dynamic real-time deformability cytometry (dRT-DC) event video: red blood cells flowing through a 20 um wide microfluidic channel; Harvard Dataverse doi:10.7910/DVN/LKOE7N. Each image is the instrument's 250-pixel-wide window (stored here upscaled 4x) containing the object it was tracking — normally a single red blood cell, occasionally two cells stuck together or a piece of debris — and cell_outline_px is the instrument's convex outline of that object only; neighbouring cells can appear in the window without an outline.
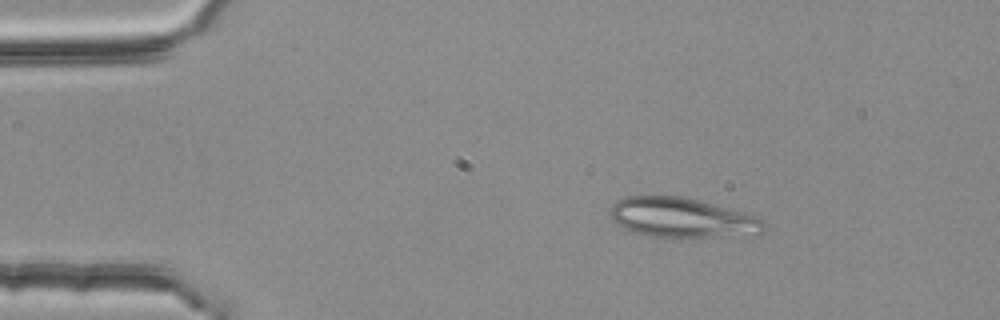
{"species": "common noctule bat (a hibernating species)", "species_latin": "Nyctalus noctula", "temperature_condition": "room temperature", "stored_images_in_passage": 3, "camera_frame_rate_fps": 3000, "um_per_image_px": 0.085, "animal": {"sex": "female", "body_mass_g": 25.1}, "frame": {"image": 1, "passage_image": 1, "time_ms": 0.0, "image_size_px": [1000, 320], "cell_outline_px": [[768, 228], [764, 232], [756, 236], [648, 236], [632, 232], [616, 224], [608, 216], [608, 212], [612, 204], [616, 200], [628, 196], [684, 196], [756, 216], [764, 220], [768, 224]], "centroid_in_image_um": [57.99, 18.51], "position_along_channel_um": 27.0, "area_um2": 35.95}}